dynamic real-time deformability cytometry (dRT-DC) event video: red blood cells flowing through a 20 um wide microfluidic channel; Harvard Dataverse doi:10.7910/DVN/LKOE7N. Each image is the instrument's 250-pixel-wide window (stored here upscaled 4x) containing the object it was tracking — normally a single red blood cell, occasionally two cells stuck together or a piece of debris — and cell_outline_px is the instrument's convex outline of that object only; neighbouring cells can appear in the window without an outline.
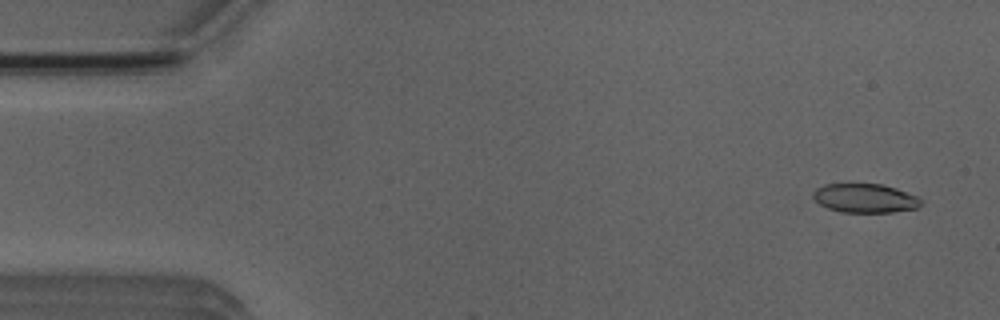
{"species": "Egyptian fruit bat (a non-hibernating species)", "species_latin": "Rousettus aegyptiacus", "temperature_condition": "room temperature", "stored_images_in_passage": 5, "camera_frame_rate_fps": 3000, "um_per_image_px": 0.085, "animal": {"sex": "male"}, "frame": {"image": 1, "passage_image": 1, "time_ms": 0.0, "image_size_px": [1000, 320], "cell_outline_px": [[920, 204], [916, 208], [892, 212], [844, 212], [828, 208], [820, 204], [812, 196], [812, 192], [816, 188], [824, 184], [880, 184], [896, 188], [916, 196], [920, 200]], "centroid_in_image_um": [73.48, 16.84], "position_along_channel_um": 11.5, "area_um2": 17.98}}
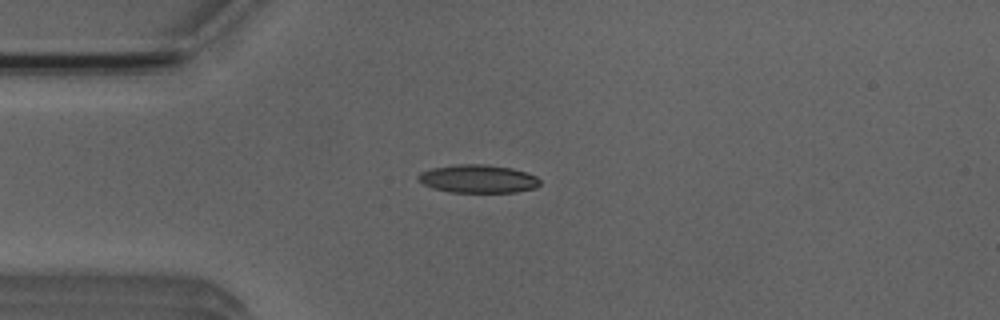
{"frame": {"image": 2, "passage_image": 4, "time_ms": 3.333, "image_size_px": [1000, 320], "cell_outline_px": [[540, 184], [536, 188], [516, 192], [448, 192], [432, 188], [424, 184], [416, 176], [420, 172], [432, 168], [456, 164], [484, 164], [512, 168], [536, 176], [540, 180]], "centroid_in_image_um": [40.63, 15.2], "position_along_channel_um": 44.4, "area_um2": 20.0}}